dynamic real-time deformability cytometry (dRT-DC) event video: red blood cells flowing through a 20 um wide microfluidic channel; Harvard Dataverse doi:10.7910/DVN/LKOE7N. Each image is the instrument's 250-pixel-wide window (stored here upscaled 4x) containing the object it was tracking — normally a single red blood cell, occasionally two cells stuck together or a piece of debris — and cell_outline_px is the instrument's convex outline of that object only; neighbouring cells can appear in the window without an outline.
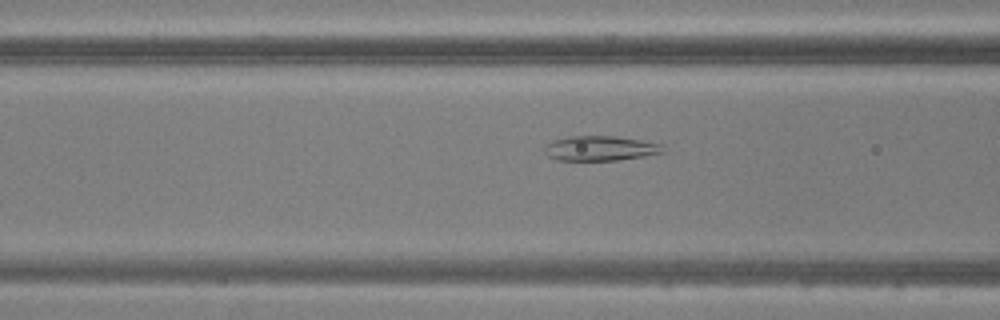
{"species": "common noctule bat (a hibernating species)", "species_latin": "Nyctalus noctula", "temperature_condition": "warm", "stored_images_in_passage": 50, "camera_frame_rate_fps": 3000, "um_per_image_px": 0.085, "animal": {"sex": "male", "body_mass_g": 20.5, "forearm_length_mm": 52.5}, "frame": {"image": 1, "passage_image": 20, "time_ms": 6.333, "image_size_px": [1000, 320], "cell_outline_px": [[664, 152], [644, 156], [616, 160], [556, 160], [548, 156], [544, 152], [544, 144], [552, 140], [568, 136], [616, 136], [664, 144]], "centroid_in_image_um": [50.99, 12.6], "position_along_channel_um": 115.6, "area_um2": 17.28}}
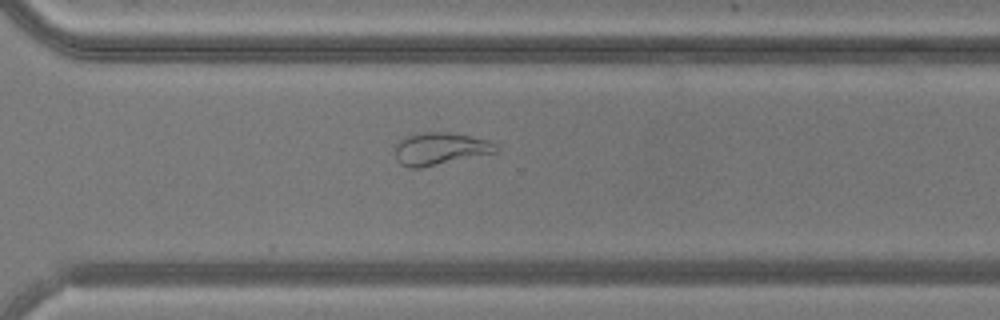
{"frame": {"image": 2, "passage_image": 36, "time_ms": 11.667, "image_size_px": [1000, 320], "cell_outline_px": [[500, 152], [420, 168], [408, 168], [400, 164], [396, 160], [396, 144], [404, 136], [424, 132], [448, 132], [488, 140], [496, 144]], "centroid_in_image_um": [37.42, 12.65], "position_along_channel_um": 333.2, "area_um2": 19.19}}
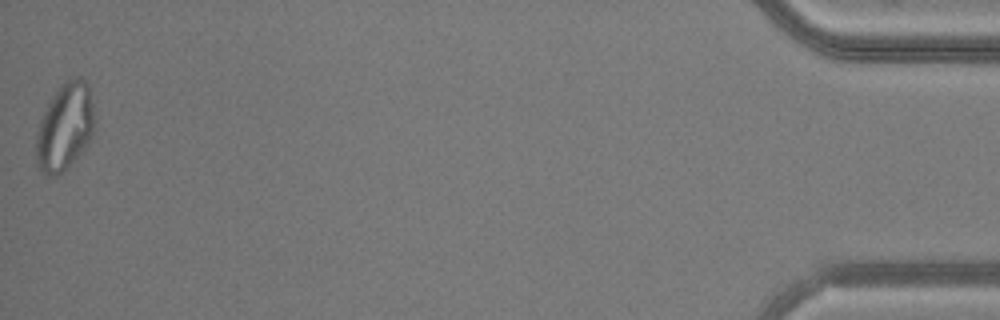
{"frame": {"image": 3, "passage_image": 50, "time_ms": 16.333, "image_size_px": [1000, 320], "cell_outline_px": [[96, 120], [92, 136], [84, 148], [60, 176], [48, 176], [36, 164], [36, 132], [40, 120], [52, 96], [64, 80], [76, 76], [80, 76], [88, 84]], "centroid_in_image_um": [5.52, 10.77], "position_along_channel_um": 429.7, "area_um2": 29.88}}